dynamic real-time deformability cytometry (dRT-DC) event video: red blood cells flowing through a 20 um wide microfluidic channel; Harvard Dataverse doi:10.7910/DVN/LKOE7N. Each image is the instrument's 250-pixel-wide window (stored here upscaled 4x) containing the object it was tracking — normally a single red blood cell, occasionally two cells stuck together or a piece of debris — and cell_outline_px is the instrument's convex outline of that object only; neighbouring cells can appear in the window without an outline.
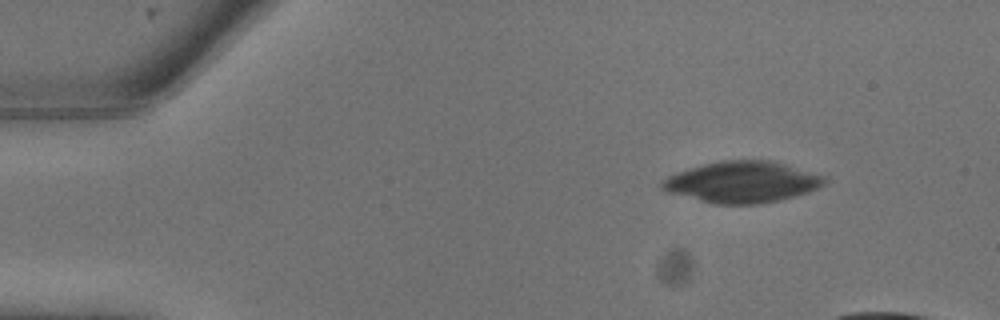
{"species": "common noctule bat (a hibernating species)", "species_latin": "Nyctalus noctula", "temperature_condition": "warm", "stored_images_in_passage": 5, "camera_frame_rate_fps": 3000, "um_per_image_px": 0.085, "animal": {"sex": "male", "body_mass_g": 13.3}, "frame": {"image": 1, "passage_image": 1, "time_ms": 0.0, "image_size_px": [1000, 320], "cell_outline_px": [[828, 180], [824, 184], [808, 192], [780, 200], [756, 204], [712, 204], [668, 192], [660, 188], [660, 184], [668, 176], [676, 172], [688, 168], [720, 160], [772, 160], [824, 176]], "centroid_in_image_um": [63.06, 15.47], "position_along_channel_um": 21.9, "area_um2": 38.96}}